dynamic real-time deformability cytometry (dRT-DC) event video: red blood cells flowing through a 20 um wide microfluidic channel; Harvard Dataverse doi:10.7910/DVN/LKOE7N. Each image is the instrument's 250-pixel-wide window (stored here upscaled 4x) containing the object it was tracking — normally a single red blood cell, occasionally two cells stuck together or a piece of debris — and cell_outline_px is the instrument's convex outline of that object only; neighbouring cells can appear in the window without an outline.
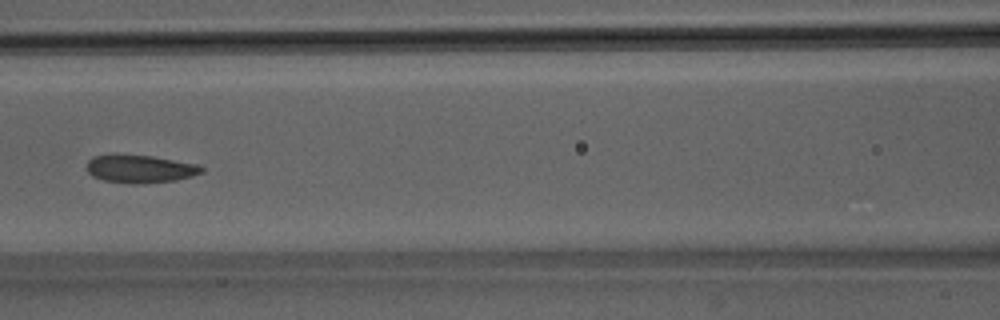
{"species": "Egyptian fruit bat (a non-hibernating species)", "species_latin": "Rousettus aegyptiacus", "temperature_condition": "room temperature", "stored_images_in_passage": 44, "camera_frame_rate_fps": 3000, "um_per_image_px": 0.085, "animal": {"sex": "male"}, "frame": {"image": 1, "passage_image": 17, "time_ms": 5.333, "image_size_px": [1000, 320], "cell_outline_px": [[204, 172], [192, 176], [176, 180], [140, 184], [132, 184], [104, 180], [92, 176], [88, 172], [88, 160], [92, 156], [152, 156], [196, 164], [204, 168]], "centroid_in_image_um": [11.94, 14.38], "position_along_channel_um": 154.7, "area_um2": 18.26}}
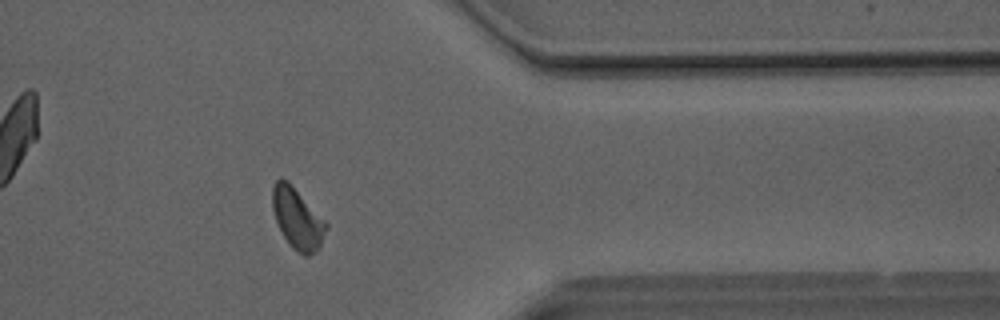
{"frame": {"image": 2, "passage_image": 35, "time_ms": 11.333, "image_size_px": [1000, 320], "cell_outline_px": [[328, 228], [320, 248], [316, 252], [308, 256], [304, 256], [292, 248], [284, 236], [276, 220], [272, 208], [272, 188], [276, 180], [280, 176], [288, 180], [328, 224]], "centroid_in_image_um": [25.29, 18.58], "position_along_channel_um": 386.1, "area_um2": 19.13}}
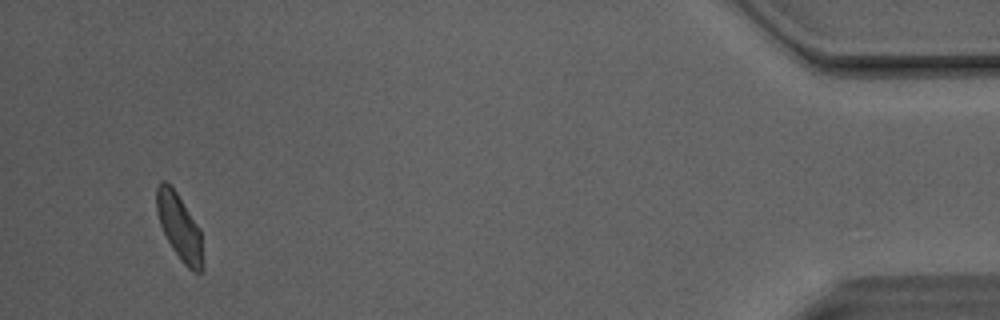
{"frame": {"image": 3, "passage_image": 42, "time_ms": 13.667, "image_size_px": [1000, 320], "cell_outline_px": [[200, 272], [192, 272], [180, 260], [172, 248], [160, 224], [156, 212], [156, 188], [160, 180], [164, 180], [176, 192], [200, 228]], "centroid_in_image_um": [15.19, 19.23], "position_along_channel_um": 420.0, "area_um2": 17.17}, "authors_computed_cell_mechanics": {"area_um2": 18.8139, "velocity_mm_per_s": 4.0986, "shape_relaxation_time_tau1_ms": 4.5639, "shape_relaxation_time_tau2_ms": 1.642, "deformation_change_tau1": 0.1283, "deformation_change_tau2": 0.0806}}